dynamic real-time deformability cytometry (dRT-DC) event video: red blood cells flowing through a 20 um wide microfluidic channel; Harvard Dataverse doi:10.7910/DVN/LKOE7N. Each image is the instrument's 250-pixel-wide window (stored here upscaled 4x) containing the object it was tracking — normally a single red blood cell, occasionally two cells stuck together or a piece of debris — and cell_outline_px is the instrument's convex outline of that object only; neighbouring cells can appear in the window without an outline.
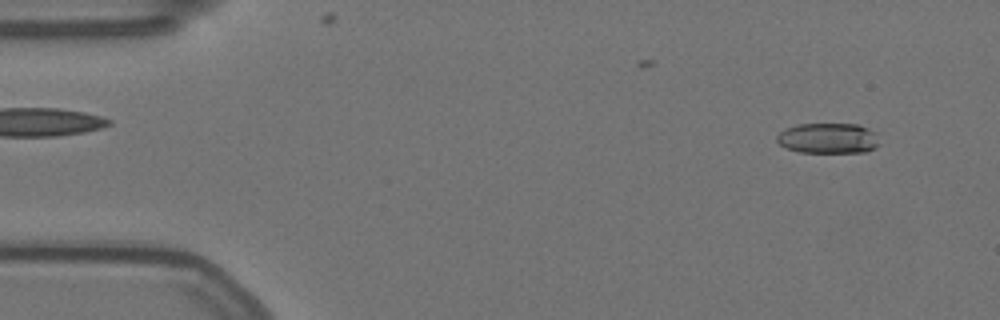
{"species": "Egyptian fruit bat (a non-hibernating species)", "species_latin": "Rousettus aegyptiacus", "temperature_condition": "warm", "stored_images_in_passage": 33, "camera_frame_rate_fps": 3000, "um_per_image_px": 0.085, "animal": {"sex": "female"}, "frame": {"image": 1, "passage_image": 4, "time_ms": 1.0, "image_size_px": [1000, 320], "cell_outline_px": [[880, 144], [864, 152], [800, 152], [788, 148], [780, 144], [776, 140], [776, 136], [780, 132], [796, 124], [856, 124], [868, 128], [876, 132]], "centroid_in_image_um": [70.41, 11.74], "position_along_channel_um": 14.6, "area_um2": 18.09}}
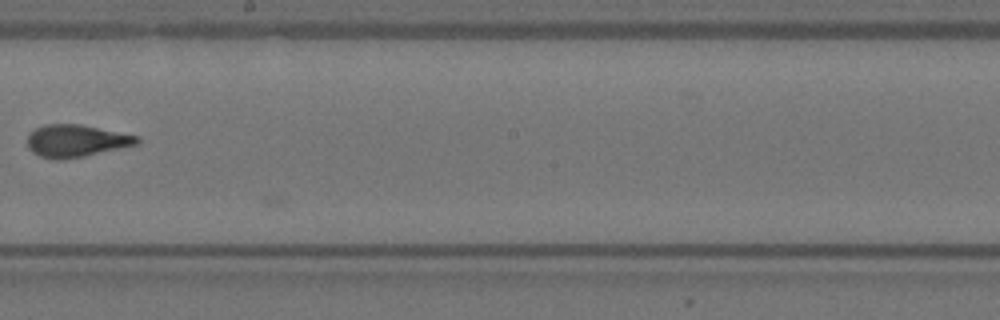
{"frame": {"image": 2, "passage_image": 32, "time_ms": 10.333, "image_size_px": [1000, 320], "cell_outline_px": [[140, 140], [136, 144], [84, 156], [60, 160], [56, 160], [40, 156], [32, 152], [28, 148], [28, 136], [36, 128], [44, 124], [80, 124], [140, 136]], "centroid_in_image_um": [6.45, 11.97], "position_along_channel_um": 241.7, "area_um2": 20.46}}